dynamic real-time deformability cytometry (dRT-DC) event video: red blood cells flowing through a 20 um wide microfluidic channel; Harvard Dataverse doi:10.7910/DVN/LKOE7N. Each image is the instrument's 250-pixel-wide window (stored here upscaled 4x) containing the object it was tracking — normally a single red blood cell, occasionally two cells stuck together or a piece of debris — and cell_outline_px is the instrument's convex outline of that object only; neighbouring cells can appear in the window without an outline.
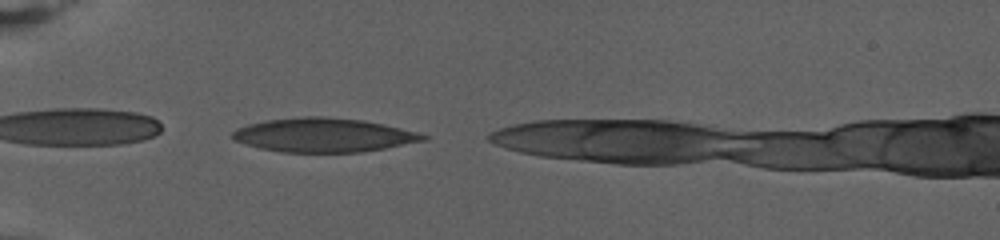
{"species": "human", "species_latin": "Homo sapiens", "temperature_condition": "warm", "stored_images_in_passage": 45, "camera_frame_rate_fps": 3000, "um_per_image_px": 0.085, "donor": {"sex": "female"}, "frame": {"image": 1, "passage_image": 1, "time_ms": 0.0, "image_size_px": [1000, 240], "cell_outline_px": [[428, 140], [384, 148], [360, 152], [280, 152], [260, 148], [236, 140], [232, 136], [232, 132], [248, 124], [268, 120], [304, 116], [320, 116], [364, 120], [384, 124], [416, 132], [428, 136]], "centroid_in_image_um": [27.54, 11.48], "position_along_channel_um": 57.5, "area_um2": 37.4}}
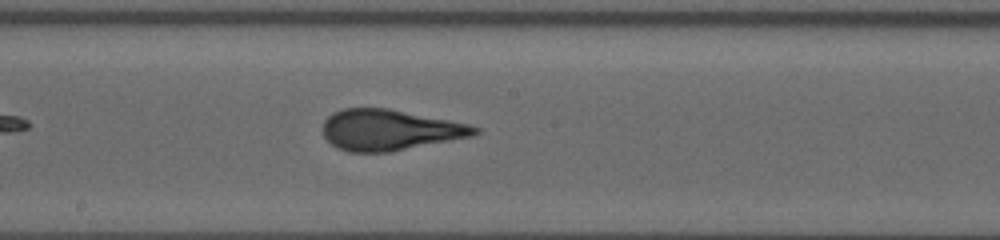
{"frame": {"image": 2, "passage_image": 20, "time_ms": 6.333, "image_size_px": [1000, 240], "cell_outline_px": [[480, 132], [472, 136], [392, 152], [348, 152], [336, 148], [324, 136], [324, 120], [332, 112], [344, 108], [388, 108], [468, 124], [480, 128]], "centroid_in_image_um": [33.1, 11.05], "position_along_channel_um": 215.1, "area_um2": 36.07}}
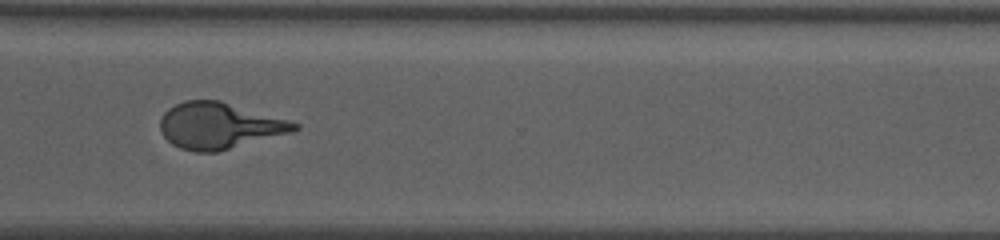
{"frame": {"image": 3, "passage_image": 35, "time_ms": 11.333, "image_size_px": [1000, 240], "cell_outline_px": [[300, 128], [292, 132], [216, 152], [196, 152], [180, 148], [172, 144], [160, 132], [160, 116], [168, 108], [184, 100], [220, 100], [288, 120], [300, 124]], "centroid_in_image_um": [18.6, 10.68], "position_along_channel_um": 352.0, "area_um2": 36.07}}